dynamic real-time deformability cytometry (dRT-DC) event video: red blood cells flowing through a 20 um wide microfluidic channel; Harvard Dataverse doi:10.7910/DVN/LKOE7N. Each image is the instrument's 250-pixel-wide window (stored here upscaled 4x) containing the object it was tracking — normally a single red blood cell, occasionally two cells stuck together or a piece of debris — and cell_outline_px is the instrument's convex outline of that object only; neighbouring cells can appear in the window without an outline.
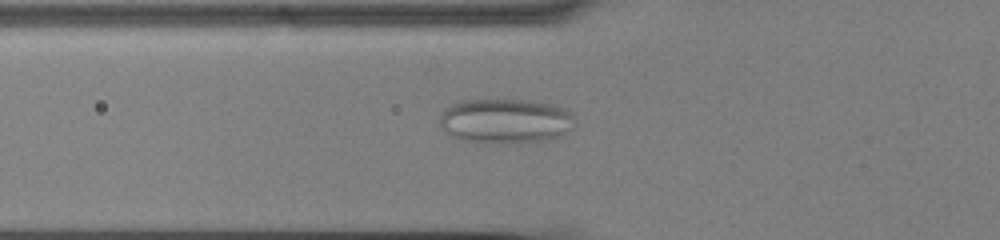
{"species": "common noctule bat (a hibernating species)", "species_latin": "Nyctalus noctula", "temperature_condition": "cold", "stored_images_in_passage": 38, "camera_frame_rate_fps": 3000, "um_per_image_px": 0.085, "animal": {"sex": "male", "body_mass_g": 13.0, "forearm_length_mm": 53.1}, "frame": {"image": 1, "passage_image": 2, "time_ms": 0.333, "image_size_px": [1000, 240], "cell_outline_px": [[576, 124], [572, 128], [560, 136], [548, 140], [460, 140], [452, 136], [440, 124], [440, 116], [448, 104], [464, 100], [508, 96], [540, 100], [556, 104], [564, 108], [572, 116]], "centroid_in_image_um": [42.99, 10.15], "position_along_channel_um": 82.8, "area_um2": 35.49}}
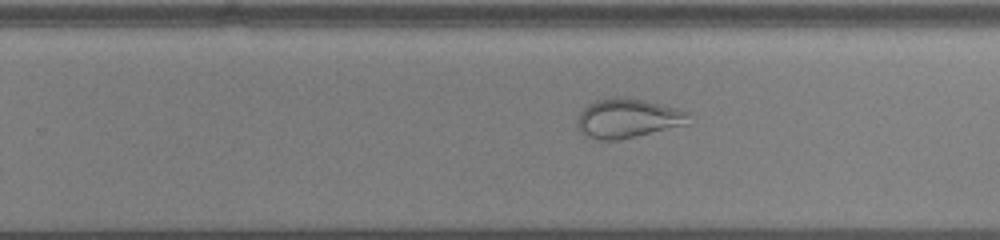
{"frame": {"image": 2, "passage_image": 18, "time_ms": 5.667, "image_size_px": [1000, 240], "cell_outline_px": [[688, 124], [636, 136], [616, 140], [600, 140], [584, 136], [576, 124], [576, 120], [580, 112], [588, 104], [596, 100], [616, 96], [624, 96], [644, 100], [676, 108], [688, 112]], "centroid_in_image_um": [53.31, 10.05], "position_along_channel_um": 276.5, "area_um2": 25.49}}
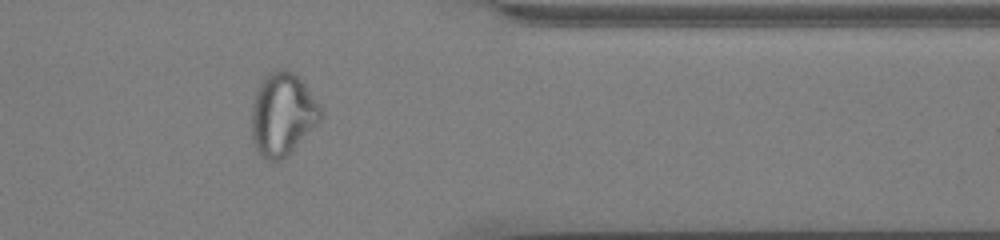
{"frame": {"image": 3, "passage_image": 28, "time_ms": 9.0, "image_size_px": [1000, 240], "cell_outline_px": [[324, 116], [280, 160], [264, 160], [260, 156], [252, 140], [252, 104], [256, 88], [264, 76], [276, 68], [284, 68], [292, 72], [304, 84], [324, 112]], "centroid_in_image_um": [23.97, 9.67], "position_along_channel_um": 387.4, "area_um2": 32.83}}